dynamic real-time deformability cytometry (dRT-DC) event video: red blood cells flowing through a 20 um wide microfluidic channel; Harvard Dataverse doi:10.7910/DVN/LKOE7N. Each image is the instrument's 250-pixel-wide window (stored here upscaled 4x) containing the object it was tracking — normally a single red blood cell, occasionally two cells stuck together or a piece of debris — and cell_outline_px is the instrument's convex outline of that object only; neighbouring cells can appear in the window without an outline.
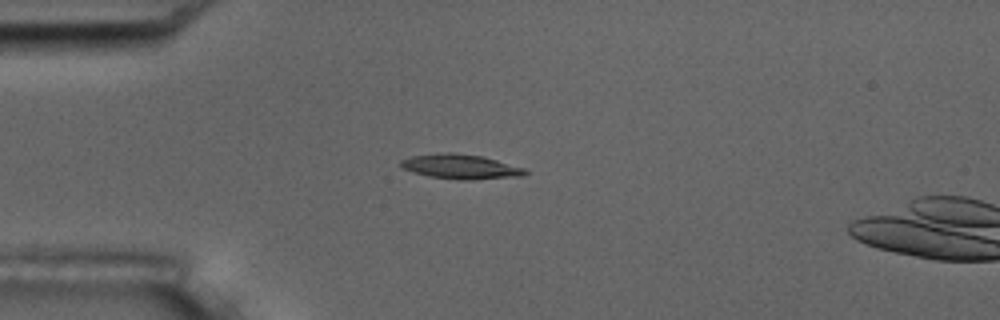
{"species": "common noctule bat (a hibernating species)", "species_latin": "Nyctalus noctula", "temperature_condition": "room temperature", "stored_images_in_passage": 5, "camera_frame_rate_fps": 3000, "um_per_image_px": 0.085, "animal": {"sex": "male", "body_mass_g": 17.5, "forearm_length_mm": 52.3}, "frame": {"image": 1, "passage_image": 4, "time_ms": 3.333, "image_size_px": [1000, 320], "cell_outline_px": [[528, 172], [524, 176], [468, 180], [460, 180], [428, 176], [404, 168], [400, 164], [400, 160], [412, 156], [444, 152], [452, 152], [480, 156], [496, 160], [524, 168]], "centroid_in_image_um": [39.17, 14.17], "position_along_channel_um": 45.8, "area_um2": 17.63}}